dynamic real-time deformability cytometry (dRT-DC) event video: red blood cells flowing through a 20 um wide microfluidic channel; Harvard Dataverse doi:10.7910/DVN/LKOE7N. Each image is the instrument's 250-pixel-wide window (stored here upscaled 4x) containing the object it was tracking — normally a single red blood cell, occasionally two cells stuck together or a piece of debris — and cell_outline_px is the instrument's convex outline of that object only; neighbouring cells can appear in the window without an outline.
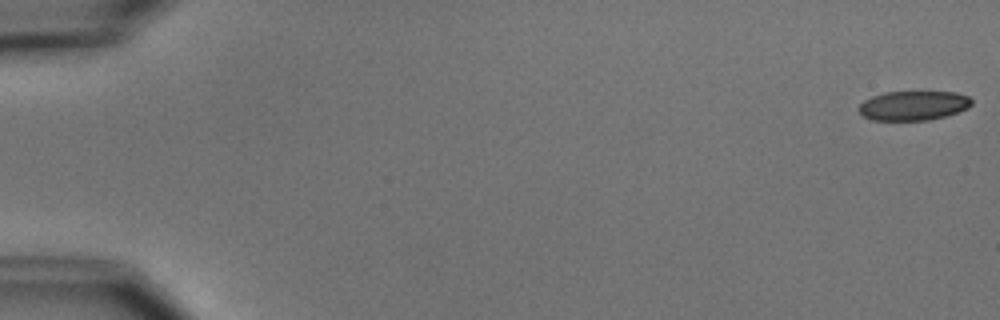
{"species": "common noctule bat (a hibernating species)", "species_latin": "Nyctalus noctula", "temperature_condition": "cold", "stored_images_in_passage": 51, "camera_frame_rate_fps": 3000, "um_per_image_px": 0.085, "animal": {"sex": "male", "body_mass_g": 15.6}, "frame": {"image": 1, "passage_image": 1, "time_ms": 0.0, "image_size_px": [1000, 320], "cell_outline_px": [[972, 104], [968, 108], [944, 116], [928, 120], [872, 120], [864, 116], [860, 112], [860, 104], [864, 100], [872, 96], [884, 92], [956, 92], [968, 96], [972, 100]], "centroid_in_image_um": [77.64, 8.97], "position_along_channel_um": 7.4, "area_um2": 19.19}}
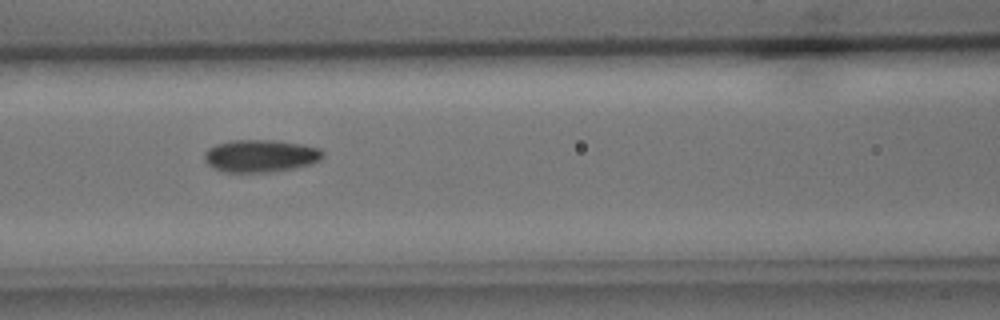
{"frame": {"image": 2, "passage_image": 24, "time_ms": 7.667, "image_size_px": [1000, 320], "cell_outline_px": [[324, 156], [320, 160], [312, 164], [292, 168], [268, 172], [224, 172], [208, 164], [204, 160], [204, 152], [208, 148], [216, 144], [232, 140], [276, 140], [300, 144], [320, 148], [324, 152]], "centroid_in_image_um": [22.15, 13.24], "position_along_channel_um": 144.5, "area_um2": 22.43}}
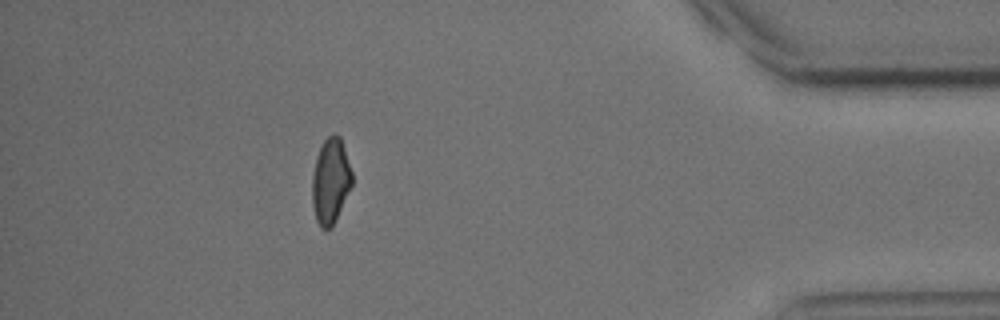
{"frame": {"image": 3, "passage_image": 48, "time_ms": 15.667, "image_size_px": [1000, 320], "cell_outline_px": [[352, 184], [336, 220], [332, 228], [320, 228], [316, 220], [312, 204], [312, 176], [316, 156], [324, 140], [332, 132], [340, 136], [352, 172]], "centroid_in_image_um": [28.09, 15.39], "position_along_channel_um": 407.1, "area_um2": 19.88}}